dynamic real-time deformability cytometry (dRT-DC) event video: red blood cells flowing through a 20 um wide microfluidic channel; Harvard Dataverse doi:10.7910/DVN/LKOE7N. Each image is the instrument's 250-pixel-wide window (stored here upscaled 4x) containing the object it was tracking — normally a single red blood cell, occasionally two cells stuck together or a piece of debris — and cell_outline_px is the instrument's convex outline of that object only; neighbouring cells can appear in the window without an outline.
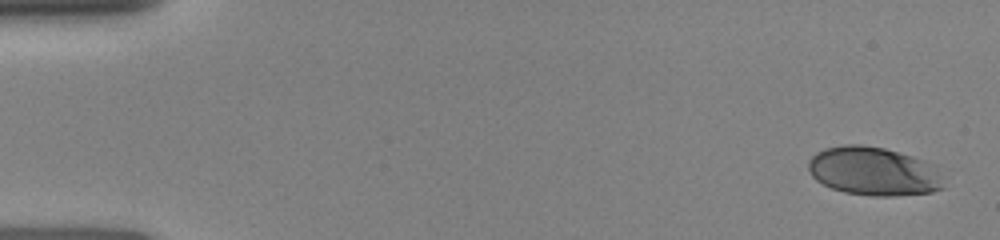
{"species": "human", "species_latin": "Homo sapiens", "temperature_condition": "room temperature", "stored_images_in_passage": 11, "camera_frame_rate_fps": 3000, "um_per_image_px": 0.085, "donor": {"sex": "female"}, "frame": {"image": 1, "passage_image": 1, "time_ms": 0.0, "image_size_px": [1000, 240], "cell_outline_px": [[944, 188], [932, 192], [896, 196], [872, 196], [844, 192], [832, 188], [816, 180], [812, 176], [808, 168], [808, 160], [816, 152], [824, 148], [844, 144], [860, 144], [884, 148], [912, 156], [936, 164]], "centroid_in_image_um": [74.26, 14.55], "position_along_channel_um": 10.7, "area_um2": 38.61}}
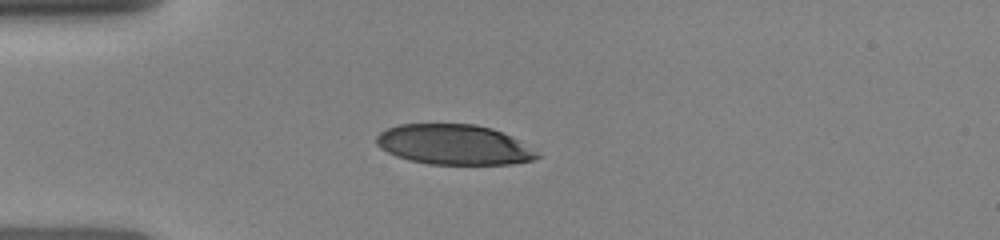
{"frame": {"image": 2, "passage_image": 7, "time_ms": 3.667, "image_size_px": [1000, 240], "cell_outline_px": [[544, 156], [536, 160], [512, 164], [428, 164], [408, 160], [396, 156], [380, 148], [376, 144], [376, 136], [380, 132], [388, 128], [400, 124], [476, 124], [492, 128], [512, 136]], "centroid_in_image_um": [38.61, 12.3], "position_along_channel_um": 46.4, "area_um2": 37.86}}
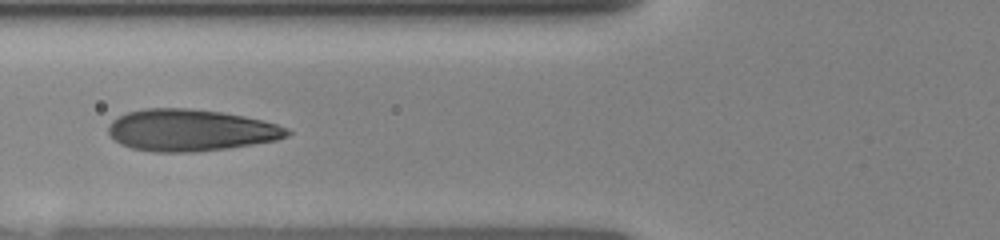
{"frame": {"image": 3, "passage_image": 10, "time_ms": 5.667, "image_size_px": [1000, 240], "cell_outline_px": [[292, 132], [288, 136], [276, 140], [228, 148], [192, 152], [152, 152], [132, 148], [120, 144], [108, 132], [108, 124], [112, 120], [128, 112], [144, 108], [188, 108], [224, 112], [244, 116], [276, 124], [288, 128]], "centroid_in_image_um": [16.19, 11.06], "position_along_channel_um": 109.6, "area_um2": 43.52}}